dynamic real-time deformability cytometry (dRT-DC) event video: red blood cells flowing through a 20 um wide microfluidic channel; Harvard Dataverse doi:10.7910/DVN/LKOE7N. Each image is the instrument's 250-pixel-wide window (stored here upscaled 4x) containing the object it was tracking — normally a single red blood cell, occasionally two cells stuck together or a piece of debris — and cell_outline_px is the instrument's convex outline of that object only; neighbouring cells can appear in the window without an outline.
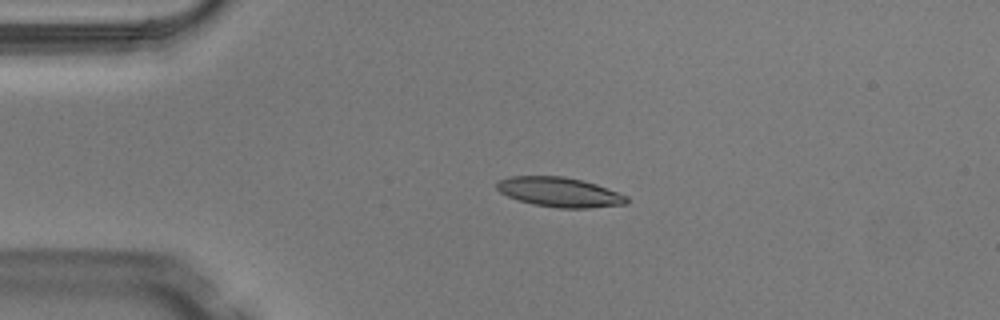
{"species": "Egyptian fruit bat (a non-hibernating species)", "species_latin": "Rousettus aegyptiacus", "temperature_condition": "warm", "stored_images_in_passage": 2, "camera_frame_rate_fps": 3000, "um_per_image_px": 0.085, "animal": {"sex": "male"}, "frame": {"image": 1, "passage_image": 1, "time_ms": 0.0, "image_size_px": [1000, 320], "cell_outline_px": [[628, 204], [588, 208], [556, 208], [532, 204], [508, 196], [500, 192], [496, 188], [496, 184], [500, 180], [508, 176], [564, 176], [596, 184], [608, 188], [628, 196]], "centroid_in_image_um": [47.58, 16.33], "position_along_channel_um": 37.4, "area_um2": 22.48}}